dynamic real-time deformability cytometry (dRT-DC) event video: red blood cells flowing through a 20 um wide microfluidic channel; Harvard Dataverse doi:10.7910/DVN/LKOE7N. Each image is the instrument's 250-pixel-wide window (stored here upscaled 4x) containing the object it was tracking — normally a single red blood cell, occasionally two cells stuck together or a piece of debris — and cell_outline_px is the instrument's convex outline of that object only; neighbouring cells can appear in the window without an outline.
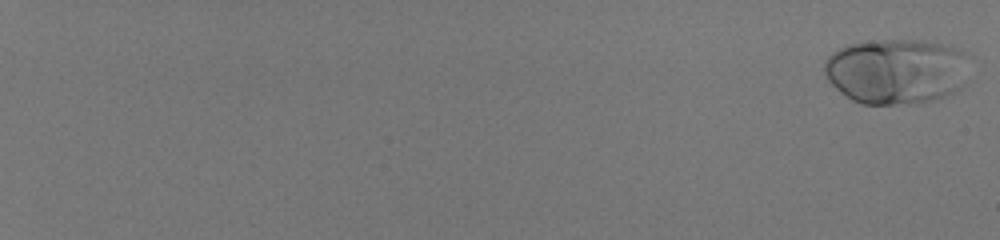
{"species": "human", "species_latin": "Homo sapiens", "temperature_condition": "room temperature", "stored_images_in_passage": 57, "camera_frame_rate_fps": 3000, "um_per_image_px": 0.085, "donor": {"sex": "male"}, "frame": {"image": 1, "passage_image": 1, "time_ms": 0.0, "image_size_px": [1000, 240], "cell_outline_px": [[964, 52], [960, 84], [952, 92], [944, 96], [932, 100], [892, 104], [860, 104], [852, 100], [840, 92], [828, 80], [824, 72], [824, 60], [832, 52], [848, 44], [880, 40], [920, 40], [940, 44]], "centroid_in_image_um": [76.03, 6.05], "position_along_channel_um": 9.0, "area_um2": 53.93}}
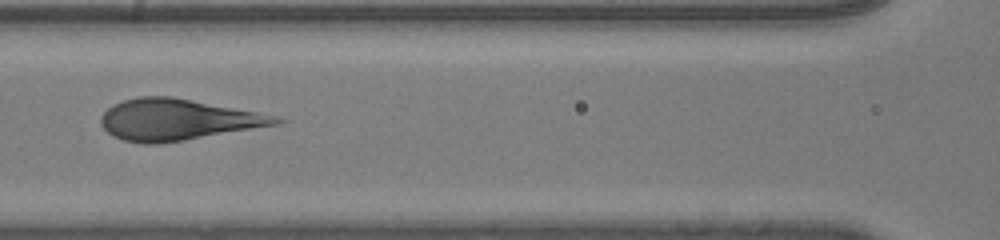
{"frame": {"image": 2, "passage_image": 33, "time_ms": 10.667, "image_size_px": [1000, 240], "cell_outline_px": [[288, 120], [280, 124], [184, 140], [156, 144], [144, 144], [124, 140], [112, 136], [100, 124], [100, 116], [112, 104], [124, 100], [140, 96], [172, 96], [256, 112], [276, 116]], "centroid_in_image_um": [15.06, 10.17], "position_along_channel_um": 151.5, "area_um2": 41.85}}
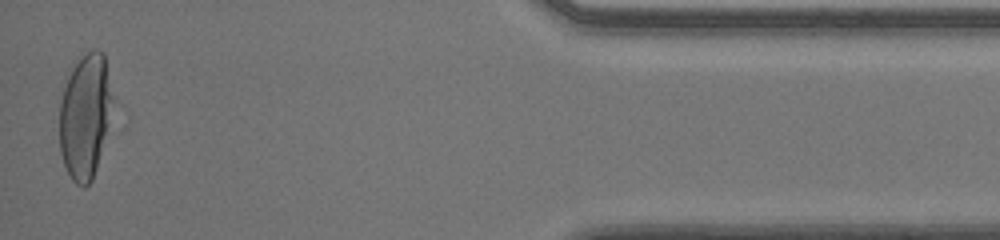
{"frame": {"image": 3, "passage_image": 57, "time_ms": 18.667, "image_size_px": [1000, 240], "cell_outline_px": [[112, 124], [92, 180], [84, 188], [76, 184], [72, 180], [64, 164], [60, 152], [60, 100], [68, 76], [72, 68], [92, 48], [96, 48], [104, 52], [112, 100]], "centroid_in_image_um": [7.26, 9.92], "position_along_channel_um": 427.9, "area_um2": 38.9}}